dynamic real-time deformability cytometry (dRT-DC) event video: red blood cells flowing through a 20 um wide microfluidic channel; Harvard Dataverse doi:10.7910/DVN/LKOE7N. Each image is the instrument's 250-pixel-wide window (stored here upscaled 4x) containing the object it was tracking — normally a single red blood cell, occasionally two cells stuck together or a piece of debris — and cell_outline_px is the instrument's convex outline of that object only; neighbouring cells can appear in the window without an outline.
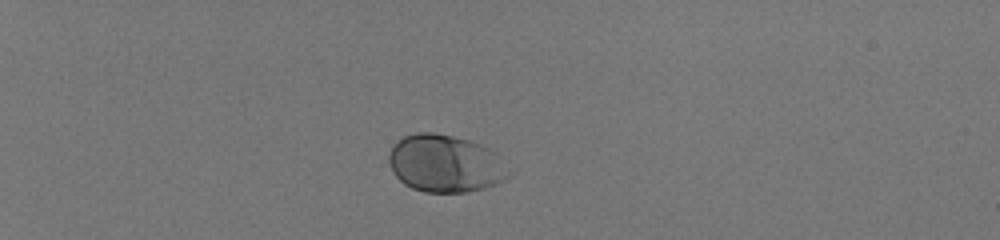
{"species": "human", "species_latin": "Homo sapiens", "temperature_condition": "room temperature", "stored_images_in_passage": 19, "camera_frame_rate_fps": 3000, "um_per_image_px": 0.085, "donor": {"sex": "male"}, "frame": {"image": 1, "passage_image": 1, "time_ms": 0.0, "image_size_px": [1000, 240], "cell_outline_px": [[516, 172], [484, 188], [464, 192], [424, 192], [412, 188], [404, 184], [396, 176], [388, 160], [388, 156], [392, 144], [404, 136], [416, 132], [432, 132], [452, 136], [468, 140], [488, 148], [496, 152]], "centroid_in_image_um": [37.87, 13.89], "position_along_channel_um": 47.1, "area_um2": 40.34}}
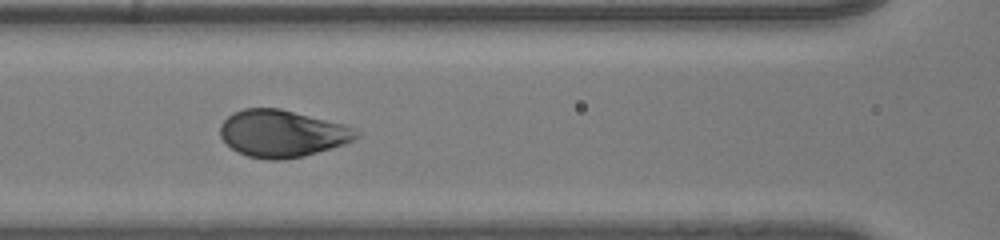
{"frame": {"image": 2, "passage_image": 14, "time_ms": 4.333, "image_size_px": [1000, 240], "cell_outline_px": [[360, 136], [344, 144], [316, 152], [300, 156], [280, 160], [268, 160], [248, 156], [232, 148], [220, 136], [220, 124], [232, 112], [244, 108], [280, 108], [344, 124], [356, 128], [360, 132]], "centroid_in_image_um": [23.98, 11.33], "position_along_channel_um": 142.6, "area_um2": 37.17}}
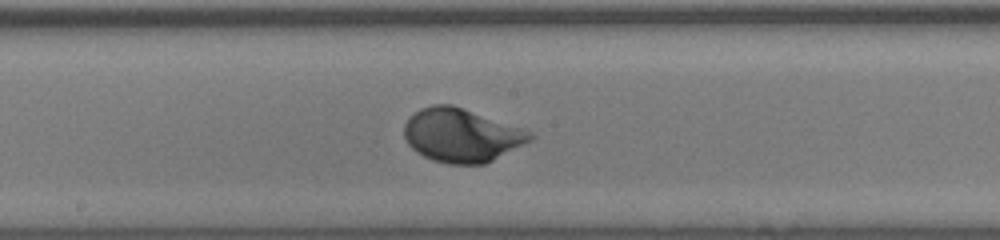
{"frame": {"image": 3, "passage_image": 19, "time_ms": 6.0, "image_size_px": [1000, 240], "cell_outline_px": [[536, 136], [532, 140], [484, 164], [448, 164], [432, 160], [416, 152], [408, 144], [404, 136], [404, 124], [408, 116], [420, 108], [432, 104], [452, 104], [524, 128], [532, 132]], "centroid_in_image_um": [39.21, 11.48], "position_along_channel_um": 209.0, "area_um2": 39.59}}